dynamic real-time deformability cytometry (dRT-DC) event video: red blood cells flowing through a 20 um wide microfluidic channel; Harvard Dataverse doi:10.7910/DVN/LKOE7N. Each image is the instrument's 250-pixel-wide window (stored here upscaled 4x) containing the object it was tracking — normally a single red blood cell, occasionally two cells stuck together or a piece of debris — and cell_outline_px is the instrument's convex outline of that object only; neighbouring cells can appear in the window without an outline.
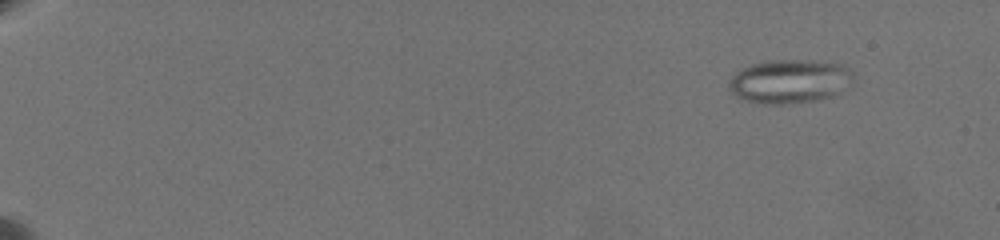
{"species": "common noctule bat (a hibernating species)", "species_latin": "Nyctalus noctula", "temperature_condition": "warm", "stored_images_in_passage": 37, "camera_frame_rate_fps": 3000, "um_per_image_px": 0.085, "animal": {"sex": "female", "body_mass_g": 19.5, "forearm_length_mm": 54.1}, "frame": {"image": 1, "passage_image": 4, "time_ms": 2.333, "image_size_px": [1000, 240], "cell_outline_px": [[852, 84], [840, 92], [832, 96], [812, 100], [784, 104], [764, 104], [744, 100], [736, 96], [728, 88], [728, 80], [736, 72], [752, 64], [764, 60], [808, 60], [844, 64], [852, 72]], "centroid_in_image_um": [67.11, 6.9], "position_along_channel_um": 17.9, "area_um2": 31.85}}
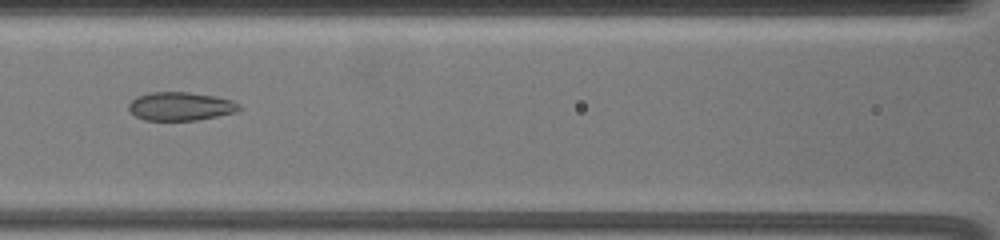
{"frame": {"image": 2, "passage_image": 22, "time_ms": 11.0, "image_size_px": [1000, 240], "cell_outline_px": [[240, 108], [236, 112], [196, 120], [144, 120], [136, 116], [128, 108], [128, 104], [136, 96], [152, 92], [188, 92], [216, 96], [232, 100], [240, 104]], "centroid_in_image_um": [15.34, 9.03], "position_along_channel_um": 151.3, "area_um2": 18.26}}
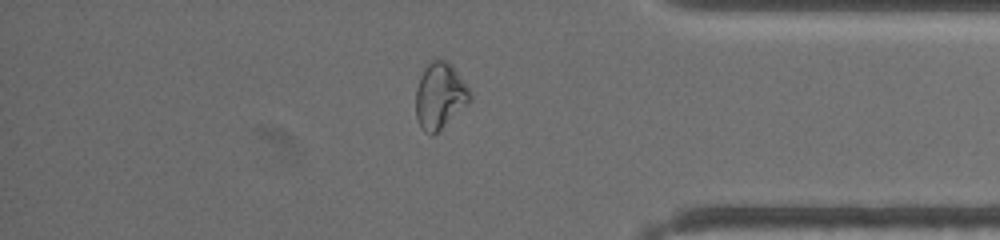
{"frame": {"image": 3, "passage_image": 33, "time_ms": 18.333, "image_size_px": [1000, 240], "cell_outline_px": [[472, 100], [468, 104], [432, 136], [424, 132], [420, 128], [416, 116], [416, 88], [420, 76], [424, 68], [432, 60], [444, 60], [456, 72], [472, 92]], "centroid_in_image_um": [37.37, 8.18], "position_along_channel_um": 397.8, "area_um2": 20.63}, "authors_computed_cell_mechanics": {"area_um2": 25.143, "velocity_mm_per_s": 3.5496, "shape_relaxation_time_tau1_ms": null, "shape_relaxation_time_tau2_ms": 1.4724, "deformation_change_tau1": null, "deformation_change_tau2": 0.0738}}